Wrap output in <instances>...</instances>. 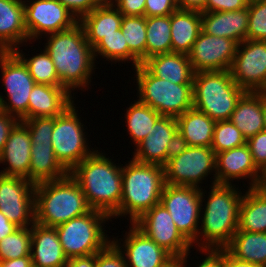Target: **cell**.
<instances>
[{
	"label": "cell",
	"instance_id": "5b68a950",
	"mask_svg": "<svg viewBox=\"0 0 266 267\" xmlns=\"http://www.w3.org/2000/svg\"><path fill=\"white\" fill-rule=\"evenodd\" d=\"M211 188L204 214L200 217L199 234L204 238L203 244L198 245L201 249L225 248L238 230L241 192L232 184H214Z\"/></svg>",
	"mask_w": 266,
	"mask_h": 267
},
{
	"label": "cell",
	"instance_id": "f35d334b",
	"mask_svg": "<svg viewBox=\"0 0 266 267\" xmlns=\"http://www.w3.org/2000/svg\"><path fill=\"white\" fill-rule=\"evenodd\" d=\"M32 225L18 228L0 241V261L31 256Z\"/></svg>",
	"mask_w": 266,
	"mask_h": 267
},
{
	"label": "cell",
	"instance_id": "91938a15",
	"mask_svg": "<svg viewBox=\"0 0 266 267\" xmlns=\"http://www.w3.org/2000/svg\"><path fill=\"white\" fill-rule=\"evenodd\" d=\"M165 267H184L183 262L180 258H174L170 263H168Z\"/></svg>",
	"mask_w": 266,
	"mask_h": 267
},
{
	"label": "cell",
	"instance_id": "d590c367",
	"mask_svg": "<svg viewBox=\"0 0 266 267\" xmlns=\"http://www.w3.org/2000/svg\"><path fill=\"white\" fill-rule=\"evenodd\" d=\"M121 31L130 52L142 64L146 60V17L123 15Z\"/></svg>",
	"mask_w": 266,
	"mask_h": 267
},
{
	"label": "cell",
	"instance_id": "484cf974",
	"mask_svg": "<svg viewBox=\"0 0 266 267\" xmlns=\"http://www.w3.org/2000/svg\"><path fill=\"white\" fill-rule=\"evenodd\" d=\"M115 7V8H114ZM123 14L110 0H104L97 8L83 16L82 25L86 40L93 48L103 37L121 29Z\"/></svg>",
	"mask_w": 266,
	"mask_h": 267
},
{
	"label": "cell",
	"instance_id": "d4e9b609",
	"mask_svg": "<svg viewBox=\"0 0 266 267\" xmlns=\"http://www.w3.org/2000/svg\"><path fill=\"white\" fill-rule=\"evenodd\" d=\"M62 86L35 84L29 95L28 119L57 117L74 101Z\"/></svg>",
	"mask_w": 266,
	"mask_h": 267
},
{
	"label": "cell",
	"instance_id": "9a60e30c",
	"mask_svg": "<svg viewBox=\"0 0 266 267\" xmlns=\"http://www.w3.org/2000/svg\"><path fill=\"white\" fill-rule=\"evenodd\" d=\"M27 2H30L29 4ZM24 1L25 26L28 39L64 31L79 21L57 0ZM29 5V6H28Z\"/></svg>",
	"mask_w": 266,
	"mask_h": 267
},
{
	"label": "cell",
	"instance_id": "e0dca14e",
	"mask_svg": "<svg viewBox=\"0 0 266 267\" xmlns=\"http://www.w3.org/2000/svg\"><path fill=\"white\" fill-rule=\"evenodd\" d=\"M238 43L227 37L211 36L202 30L188 54L196 72L230 70Z\"/></svg>",
	"mask_w": 266,
	"mask_h": 267
},
{
	"label": "cell",
	"instance_id": "8992f818",
	"mask_svg": "<svg viewBox=\"0 0 266 267\" xmlns=\"http://www.w3.org/2000/svg\"><path fill=\"white\" fill-rule=\"evenodd\" d=\"M246 91L229 70L196 72L193 76V107L214 121L229 120Z\"/></svg>",
	"mask_w": 266,
	"mask_h": 267
},
{
	"label": "cell",
	"instance_id": "f5cc1de1",
	"mask_svg": "<svg viewBox=\"0 0 266 267\" xmlns=\"http://www.w3.org/2000/svg\"><path fill=\"white\" fill-rule=\"evenodd\" d=\"M96 254L68 259L64 267H95Z\"/></svg>",
	"mask_w": 266,
	"mask_h": 267
},
{
	"label": "cell",
	"instance_id": "4dcf8cb0",
	"mask_svg": "<svg viewBox=\"0 0 266 267\" xmlns=\"http://www.w3.org/2000/svg\"><path fill=\"white\" fill-rule=\"evenodd\" d=\"M239 231L266 233V192L248 188L239 209Z\"/></svg>",
	"mask_w": 266,
	"mask_h": 267
},
{
	"label": "cell",
	"instance_id": "ab89813d",
	"mask_svg": "<svg viewBox=\"0 0 266 267\" xmlns=\"http://www.w3.org/2000/svg\"><path fill=\"white\" fill-rule=\"evenodd\" d=\"M246 144L241 131L230 121H216L211 148L220 153Z\"/></svg>",
	"mask_w": 266,
	"mask_h": 267
},
{
	"label": "cell",
	"instance_id": "11a10c76",
	"mask_svg": "<svg viewBox=\"0 0 266 267\" xmlns=\"http://www.w3.org/2000/svg\"><path fill=\"white\" fill-rule=\"evenodd\" d=\"M19 227L10 222L8 218L0 211V241L7 235L12 234Z\"/></svg>",
	"mask_w": 266,
	"mask_h": 267
},
{
	"label": "cell",
	"instance_id": "b9f144b4",
	"mask_svg": "<svg viewBox=\"0 0 266 267\" xmlns=\"http://www.w3.org/2000/svg\"><path fill=\"white\" fill-rule=\"evenodd\" d=\"M22 122L28 128L32 144H52L54 117H34Z\"/></svg>",
	"mask_w": 266,
	"mask_h": 267
},
{
	"label": "cell",
	"instance_id": "f546056e",
	"mask_svg": "<svg viewBox=\"0 0 266 267\" xmlns=\"http://www.w3.org/2000/svg\"><path fill=\"white\" fill-rule=\"evenodd\" d=\"M178 131L188 146L211 147L216 121L192 107L176 117Z\"/></svg>",
	"mask_w": 266,
	"mask_h": 267
},
{
	"label": "cell",
	"instance_id": "bcb514c9",
	"mask_svg": "<svg viewBox=\"0 0 266 267\" xmlns=\"http://www.w3.org/2000/svg\"><path fill=\"white\" fill-rule=\"evenodd\" d=\"M62 3L79 21L97 8L104 0H57Z\"/></svg>",
	"mask_w": 266,
	"mask_h": 267
},
{
	"label": "cell",
	"instance_id": "e575fe53",
	"mask_svg": "<svg viewBox=\"0 0 266 267\" xmlns=\"http://www.w3.org/2000/svg\"><path fill=\"white\" fill-rule=\"evenodd\" d=\"M135 102L128 108L125 117L130 137L137 146L147 137L155 122L162 115L140 101Z\"/></svg>",
	"mask_w": 266,
	"mask_h": 267
},
{
	"label": "cell",
	"instance_id": "74e56055",
	"mask_svg": "<svg viewBox=\"0 0 266 267\" xmlns=\"http://www.w3.org/2000/svg\"><path fill=\"white\" fill-rule=\"evenodd\" d=\"M18 48L19 46L14 50V52L27 65L30 75L34 79L35 83L61 86L59 77L55 70L54 63L45 49L40 54L27 59L23 56L24 54L20 52V50H18Z\"/></svg>",
	"mask_w": 266,
	"mask_h": 267
},
{
	"label": "cell",
	"instance_id": "f6af8a7d",
	"mask_svg": "<svg viewBox=\"0 0 266 267\" xmlns=\"http://www.w3.org/2000/svg\"><path fill=\"white\" fill-rule=\"evenodd\" d=\"M177 9V0H146L144 16H166Z\"/></svg>",
	"mask_w": 266,
	"mask_h": 267
},
{
	"label": "cell",
	"instance_id": "1f68e13d",
	"mask_svg": "<svg viewBox=\"0 0 266 267\" xmlns=\"http://www.w3.org/2000/svg\"><path fill=\"white\" fill-rule=\"evenodd\" d=\"M68 173L56 159L52 144H32L29 181L37 184L57 180Z\"/></svg>",
	"mask_w": 266,
	"mask_h": 267
},
{
	"label": "cell",
	"instance_id": "603a6c76",
	"mask_svg": "<svg viewBox=\"0 0 266 267\" xmlns=\"http://www.w3.org/2000/svg\"><path fill=\"white\" fill-rule=\"evenodd\" d=\"M30 255L33 267H64L68 260L55 227L36 222L32 225Z\"/></svg>",
	"mask_w": 266,
	"mask_h": 267
},
{
	"label": "cell",
	"instance_id": "6125c7cd",
	"mask_svg": "<svg viewBox=\"0 0 266 267\" xmlns=\"http://www.w3.org/2000/svg\"><path fill=\"white\" fill-rule=\"evenodd\" d=\"M261 96H266V80L260 89L257 91Z\"/></svg>",
	"mask_w": 266,
	"mask_h": 267
},
{
	"label": "cell",
	"instance_id": "f907efd6",
	"mask_svg": "<svg viewBox=\"0 0 266 267\" xmlns=\"http://www.w3.org/2000/svg\"><path fill=\"white\" fill-rule=\"evenodd\" d=\"M19 120L0 109V154L5 147L11 129Z\"/></svg>",
	"mask_w": 266,
	"mask_h": 267
},
{
	"label": "cell",
	"instance_id": "44dd1931",
	"mask_svg": "<svg viewBox=\"0 0 266 267\" xmlns=\"http://www.w3.org/2000/svg\"><path fill=\"white\" fill-rule=\"evenodd\" d=\"M177 130L176 117L162 115L147 137L136 146L133 159L140 163L164 166L167 162V144Z\"/></svg>",
	"mask_w": 266,
	"mask_h": 267
},
{
	"label": "cell",
	"instance_id": "7dc6e473",
	"mask_svg": "<svg viewBox=\"0 0 266 267\" xmlns=\"http://www.w3.org/2000/svg\"><path fill=\"white\" fill-rule=\"evenodd\" d=\"M250 0H207L204 12L238 11L248 7Z\"/></svg>",
	"mask_w": 266,
	"mask_h": 267
},
{
	"label": "cell",
	"instance_id": "83f0119b",
	"mask_svg": "<svg viewBox=\"0 0 266 267\" xmlns=\"http://www.w3.org/2000/svg\"><path fill=\"white\" fill-rule=\"evenodd\" d=\"M247 140L265 130L262 96L258 92L246 91L229 119Z\"/></svg>",
	"mask_w": 266,
	"mask_h": 267
},
{
	"label": "cell",
	"instance_id": "9c48e42d",
	"mask_svg": "<svg viewBox=\"0 0 266 267\" xmlns=\"http://www.w3.org/2000/svg\"><path fill=\"white\" fill-rule=\"evenodd\" d=\"M78 117L73 103L59 116L54 117L51 138L53 151L56 159L68 172L95 151H91L86 145V135Z\"/></svg>",
	"mask_w": 266,
	"mask_h": 267
},
{
	"label": "cell",
	"instance_id": "30bf717a",
	"mask_svg": "<svg viewBox=\"0 0 266 267\" xmlns=\"http://www.w3.org/2000/svg\"><path fill=\"white\" fill-rule=\"evenodd\" d=\"M0 68L9 101L0 95V109L20 121L28 119L29 95L36 83L27 65L14 51H0Z\"/></svg>",
	"mask_w": 266,
	"mask_h": 267
},
{
	"label": "cell",
	"instance_id": "94428289",
	"mask_svg": "<svg viewBox=\"0 0 266 267\" xmlns=\"http://www.w3.org/2000/svg\"><path fill=\"white\" fill-rule=\"evenodd\" d=\"M262 110H263V118H264V127L266 131V96H262Z\"/></svg>",
	"mask_w": 266,
	"mask_h": 267
},
{
	"label": "cell",
	"instance_id": "681fc988",
	"mask_svg": "<svg viewBox=\"0 0 266 267\" xmlns=\"http://www.w3.org/2000/svg\"><path fill=\"white\" fill-rule=\"evenodd\" d=\"M125 16H144L146 0H110Z\"/></svg>",
	"mask_w": 266,
	"mask_h": 267
},
{
	"label": "cell",
	"instance_id": "f1b7e54d",
	"mask_svg": "<svg viewBox=\"0 0 266 267\" xmlns=\"http://www.w3.org/2000/svg\"><path fill=\"white\" fill-rule=\"evenodd\" d=\"M201 32V12L177 9L171 14L172 53L188 55Z\"/></svg>",
	"mask_w": 266,
	"mask_h": 267
},
{
	"label": "cell",
	"instance_id": "5bb4252c",
	"mask_svg": "<svg viewBox=\"0 0 266 267\" xmlns=\"http://www.w3.org/2000/svg\"><path fill=\"white\" fill-rule=\"evenodd\" d=\"M133 224L174 258L183 257L192 246L161 203L154 205Z\"/></svg>",
	"mask_w": 266,
	"mask_h": 267
},
{
	"label": "cell",
	"instance_id": "60d3db41",
	"mask_svg": "<svg viewBox=\"0 0 266 267\" xmlns=\"http://www.w3.org/2000/svg\"><path fill=\"white\" fill-rule=\"evenodd\" d=\"M248 14L247 39L266 41V0H250Z\"/></svg>",
	"mask_w": 266,
	"mask_h": 267
},
{
	"label": "cell",
	"instance_id": "9f6ffc18",
	"mask_svg": "<svg viewBox=\"0 0 266 267\" xmlns=\"http://www.w3.org/2000/svg\"><path fill=\"white\" fill-rule=\"evenodd\" d=\"M0 267H33L31 256L0 261Z\"/></svg>",
	"mask_w": 266,
	"mask_h": 267
},
{
	"label": "cell",
	"instance_id": "d6986e66",
	"mask_svg": "<svg viewBox=\"0 0 266 267\" xmlns=\"http://www.w3.org/2000/svg\"><path fill=\"white\" fill-rule=\"evenodd\" d=\"M124 245L127 267H165L174 257L163 247L157 245L152 239L146 236L134 224H131Z\"/></svg>",
	"mask_w": 266,
	"mask_h": 267
},
{
	"label": "cell",
	"instance_id": "db71d44e",
	"mask_svg": "<svg viewBox=\"0 0 266 267\" xmlns=\"http://www.w3.org/2000/svg\"><path fill=\"white\" fill-rule=\"evenodd\" d=\"M207 0H177V7L181 10L204 12Z\"/></svg>",
	"mask_w": 266,
	"mask_h": 267
},
{
	"label": "cell",
	"instance_id": "4316f807",
	"mask_svg": "<svg viewBox=\"0 0 266 267\" xmlns=\"http://www.w3.org/2000/svg\"><path fill=\"white\" fill-rule=\"evenodd\" d=\"M142 65L160 79L175 84H193L194 71L186 54H159L146 59Z\"/></svg>",
	"mask_w": 266,
	"mask_h": 267
},
{
	"label": "cell",
	"instance_id": "6f0895ef",
	"mask_svg": "<svg viewBox=\"0 0 266 267\" xmlns=\"http://www.w3.org/2000/svg\"><path fill=\"white\" fill-rule=\"evenodd\" d=\"M225 267H266V266L239 260L235 258L234 256H232L225 249Z\"/></svg>",
	"mask_w": 266,
	"mask_h": 267
},
{
	"label": "cell",
	"instance_id": "c3c4849f",
	"mask_svg": "<svg viewBox=\"0 0 266 267\" xmlns=\"http://www.w3.org/2000/svg\"><path fill=\"white\" fill-rule=\"evenodd\" d=\"M207 255V257L200 263L198 267H225V248L221 249H200ZM190 252H187L183 257H181V261L183 262V266L186 267V259Z\"/></svg>",
	"mask_w": 266,
	"mask_h": 267
},
{
	"label": "cell",
	"instance_id": "8d00e7d4",
	"mask_svg": "<svg viewBox=\"0 0 266 267\" xmlns=\"http://www.w3.org/2000/svg\"><path fill=\"white\" fill-rule=\"evenodd\" d=\"M102 55L109 60L113 61H128L133 62V66L137 67L141 62L130 52L125 37L121 29L114 32V34L107 35L103 37L94 47L93 55L95 56Z\"/></svg>",
	"mask_w": 266,
	"mask_h": 267
},
{
	"label": "cell",
	"instance_id": "ac0fdd59",
	"mask_svg": "<svg viewBox=\"0 0 266 267\" xmlns=\"http://www.w3.org/2000/svg\"><path fill=\"white\" fill-rule=\"evenodd\" d=\"M260 172V173H259ZM262 172L255 166L247 144L216 154L214 184H232L234 179L250 178V188H256ZM232 179V180H231ZM230 180V181H229Z\"/></svg>",
	"mask_w": 266,
	"mask_h": 267
},
{
	"label": "cell",
	"instance_id": "7c38bea8",
	"mask_svg": "<svg viewBox=\"0 0 266 267\" xmlns=\"http://www.w3.org/2000/svg\"><path fill=\"white\" fill-rule=\"evenodd\" d=\"M212 170L216 171L214 150L211 147L188 146L164 165L165 184L200 188L198 183Z\"/></svg>",
	"mask_w": 266,
	"mask_h": 267
},
{
	"label": "cell",
	"instance_id": "cb8c5ba5",
	"mask_svg": "<svg viewBox=\"0 0 266 267\" xmlns=\"http://www.w3.org/2000/svg\"><path fill=\"white\" fill-rule=\"evenodd\" d=\"M27 40L24 1L0 0V51H14Z\"/></svg>",
	"mask_w": 266,
	"mask_h": 267
},
{
	"label": "cell",
	"instance_id": "6da1fadb",
	"mask_svg": "<svg viewBox=\"0 0 266 267\" xmlns=\"http://www.w3.org/2000/svg\"><path fill=\"white\" fill-rule=\"evenodd\" d=\"M48 39L45 50L54 63L61 86L70 94L71 89H86L95 58L82 25L78 22L70 29L48 35Z\"/></svg>",
	"mask_w": 266,
	"mask_h": 267
},
{
	"label": "cell",
	"instance_id": "ee69618b",
	"mask_svg": "<svg viewBox=\"0 0 266 267\" xmlns=\"http://www.w3.org/2000/svg\"><path fill=\"white\" fill-rule=\"evenodd\" d=\"M255 166L262 172L266 168V131H262L246 140Z\"/></svg>",
	"mask_w": 266,
	"mask_h": 267
},
{
	"label": "cell",
	"instance_id": "7a4b0ae2",
	"mask_svg": "<svg viewBox=\"0 0 266 267\" xmlns=\"http://www.w3.org/2000/svg\"><path fill=\"white\" fill-rule=\"evenodd\" d=\"M113 163L97 150L69 172L89 207L109 216L119 208L122 196V166Z\"/></svg>",
	"mask_w": 266,
	"mask_h": 267
},
{
	"label": "cell",
	"instance_id": "d6a6232c",
	"mask_svg": "<svg viewBox=\"0 0 266 267\" xmlns=\"http://www.w3.org/2000/svg\"><path fill=\"white\" fill-rule=\"evenodd\" d=\"M225 249L239 260L266 266V233L237 230Z\"/></svg>",
	"mask_w": 266,
	"mask_h": 267
},
{
	"label": "cell",
	"instance_id": "2e32d148",
	"mask_svg": "<svg viewBox=\"0 0 266 267\" xmlns=\"http://www.w3.org/2000/svg\"><path fill=\"white\" fill-rule=\"evenodd\" d=\"M229 71L240 88L257 92L266 80V41L246 39L238 44Z\"/></svg>",
	"mask_w": 266,
	"mask_h": 267
},
{
	"label": "cell",
	"instance_id": "4fadbf2b",
	"mask_svg": "<svg viewBox=\"0 0 266 267\" xmlns=\"http://www.w3.org/2000/svg\"><path fill=\"white\" fill-rule=\"evenodd\" d=\"M0 211L19 228L35 223V184L24 177L0 174Z\"/></svg>",
	"mask_w": 266,
	"mask_h": 267
},
{
	"label": "cell",
	"instance_id": "ffe728a7",
	"mask_svg": "<svg viewBox=\"0 0 266 267\" xmlns=\"http://www.w3.org/2000/svg\"><path fill=\"white\" fill-rule=\"evenodd\" d=\"M31 146L28 128L19 120L11 129L5 147L0 154V163L7 162L9 166L4 168L0 174L24 177L29 180Z\"/></svg>",
	"mask_w": 266,
	"mask_h": 267
},
{
	"label": "cell",
	"instance_id": "52a82bcc",
	"mask_svg": "<svg viewBox=\"0 0 266 267\" xmlns=\"http://www.w3.org/2000/svg\"><path fill=\"white\" fill-rule=\"evenodd\" d=\"M138 95L143 104L163 116L177 117L193 107V84H175L152 75L142 64L135 67Z\"/></svg>",
	"mask_w": 266,
	"mask_h": 267
},
{
	"label": "cell",
	"instance_id": "8fae6325",
	"mask_svg": "<svg viewBox=\"0 0 266 267\" xmlns=\"http://www.w3.org/2000/svg\"><path fill=\"white\" fill-rule=\"evenodd\" d=\"M193 186L165 184L160 203L170 213L177 229L193 245L200 239L199 227L204 192Z\"/></svg>",
	"mask_w": 266,
	"mask_h": 267
},
{
	"label": "cell",
	"instance_id": "277c9868",
	"mask_svg": "<svg viewBox=\"0 0 266 267\" xmlns=\"http://www.w3.org/2000/svg\"><path fill=\"white\" fill-rule=\"evenodd\" d=\"M91 208L78 182L68 173L57 180L35 184V222L56 227Z\"/></svg>",
	"mask_w": 266,
	"mask_h": 267
},
{
	"label": "cell",
	"instance_id": "ba28073f",
	"mask_svg": "<svg viewBox=\"0 0 266 267\" xmlns=\"http://www.w3.org/2000/svg\"><path fill=\"white\" fill-rule=\"evenodd\" d=\"M110 218L102 211L91 209L82 216L57 225L55 229L66 257H84L103 250L111 241H108L102 224Z\"/></svg>",
	"mask_w": 266,
	"mask_h": 267
},
{
	"label": "cell",
	"instance_id": "3957f363",
	"mask_svg": "<svg viewBox=\"0 0 266 267\" xmlns=\"http://www.w3.org/2000/svg\"><path fill=\"white\" fill-rule=\"evenodd\" d=\"M122 167V196L119 208L110 217L130 215L133 224L160 203L165 186L164 166L140 163L132 158Z\"/></svg>",
	"mask_w": 266,
	"mask_h": 267
},
{
	"label": "cell",
	"instance_id": "836d02e7",
	"mask_svg": "<svg viewBox=\"0 0 266 267\" xmlns=\"http://www.w3.org/2000/svg\"><path fill=\"white\" fill-rule=\"evenodd\" d=\"M172 53L171 14L146 17V59Z\"/></svg>",
	"mask_w": 266,
	"mask_h": 267
},
{
	"label": "cell",
	"instance_id": "680465c9",
	"mask_svg": "<svg viewBox=\"0 0 266 267\" xmlns=\"http://www.w3.org/2000/svg\"><path fill=\"white\" fill-rule=\"evenodd\" d=\"M258 188L266 192V168L262 171L261 180L259 182Z\"/></svg>",
	"mask_w": 266,
	"mask_h": 267
},
{
	"label": "cell",
	"instance_id": "816d5d0a",
	"mask_svg": "<svg viewBox=\"0 0 266 267\" xmlns=\"http://www.w3.org/2000/svg\"><path fill=\"white\" fill-rule=\"evenodd\" d=\"M188 147L186 139L177 130L170 142L167 144V161L179 155Z\"/></svg>",
	"mask_w": 266,
	"mask_h": 267
},
{
	"label": "cell",
	"instance_id": "7402d4cb",
	"mask_svg": "<svg viewBox=\"0 0 266 267\" xmlns=\"http://www.w3.org/2000/svg\"><path fill=\"white\" fill-rule=\"evenodd\" d=\"M248 7L238 11L201 12V30L211 36L227 37L238 44L247 39Z\"/></svg>",
	"mask_w": 266,
	"mask_h": 267
},
{
	"label": "cell",
	"instance_id": "7bdbcfd3",
	"mask_svg": "<svg viewBox=\"0 0 266 267\" xmlns=\"http://www.w3.org/2000/svg\"><path fill=\"white\" fill-rule=\"evenodd\" d=\"M121 247L118 240L111 241L103 250L96 253L95 267H127Z\"/></svg>",
	"mask_w": 266,
	"mask_h": 267
}]
</instances>
